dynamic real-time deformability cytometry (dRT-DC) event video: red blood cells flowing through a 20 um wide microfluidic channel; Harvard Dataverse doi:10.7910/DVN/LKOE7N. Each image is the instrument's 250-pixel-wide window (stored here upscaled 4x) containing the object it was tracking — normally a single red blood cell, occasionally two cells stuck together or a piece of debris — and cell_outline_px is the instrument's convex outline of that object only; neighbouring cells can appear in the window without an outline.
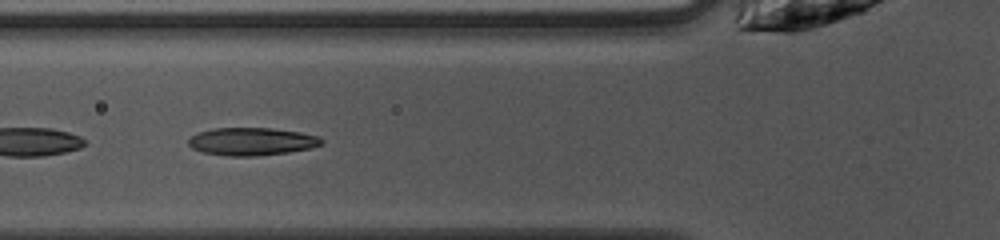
{"species": "common noctule bat (a hibernating species)", "species_latin": "Nyctalus noctula", "temperature_condition": "warm", "stored_images_in_passage": 19, "camera_frame_rate_fps": 3000, "um_per_image_px": 0.085, "animal": {"sex": "female", "body_mass_g": 10.0, "forearm_length_mm": 53.1}, "frame": {"image": 1, "passage_image": 6, "time_ms": 1.667, "image_size_px": [1000, 240], "cell_outline_px": [[324, 144], [312, 148], [288, 152], [252, 156], [228, 156], [204, 152], [192, 148], [188, 144], [188, 140], [192, 136], [200, 132], [212, 128], [272, 128], [300, 132], [320, 136], [324, 140]], "centroid_in_image_um": [21.45, 12.02], "position_along_channel_um": 104.3, "area_um2": 21.56}}
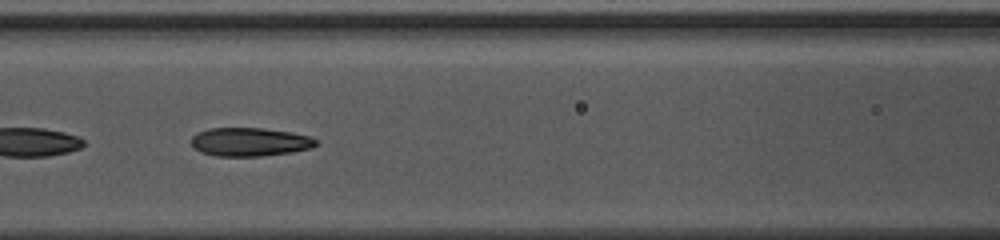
{"frame": {"image": 2, "passage_image": 9, "time_ms": 2.667, "image_size_px": [1000, 240], "cell_outline_px": [[316, 144], [312, 148], [292, 152], [264, 156], [216, 156], [200, 152], [192, 148], [192, 136], [196, 132], [208, 128], [264, 128], [292, 132], [312, 136], [316, 140]], "centroid_in_image_um": [21.22, 12.06], "position_along_channel_um": 145.4, "area_um2": 21.04}}